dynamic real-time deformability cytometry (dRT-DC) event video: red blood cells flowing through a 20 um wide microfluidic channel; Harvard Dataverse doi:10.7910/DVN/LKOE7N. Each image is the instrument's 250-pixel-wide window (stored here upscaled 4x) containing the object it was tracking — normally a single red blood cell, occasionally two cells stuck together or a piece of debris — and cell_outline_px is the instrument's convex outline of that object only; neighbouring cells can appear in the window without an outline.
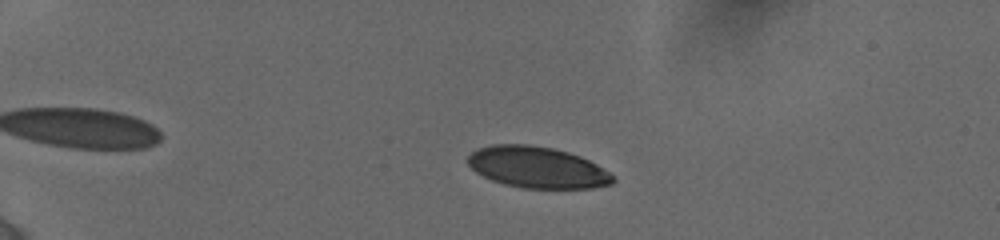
{"species": "human", "species_latin": "Homo sapiens", "temperature_condition": "cold", "stored_images_in_passage": 16, "camera_frame_rate_fps": 3000, "um_per_image_px": 0.085, "donor": {"sex": "female"}, "frame": {"image": 1, "passage_image": 8, "time_ms": 3.333, "image_size_px": [1000, 240], "cell_outline_px": [[616, 180], [612, 184], [592, 188], [524, 188], [504, 184], [492, 180], [476, 172], [468, 164], [468, 156], [476, 148], [492, 144], [528, 144], [552, 148], [568, 152], [580, 156], [596, 164], [616, 176]], "centroid_in_image_um": [45.68, 14.22], "position_along_channel_um": 39.3, "area_um2": 35.03}}
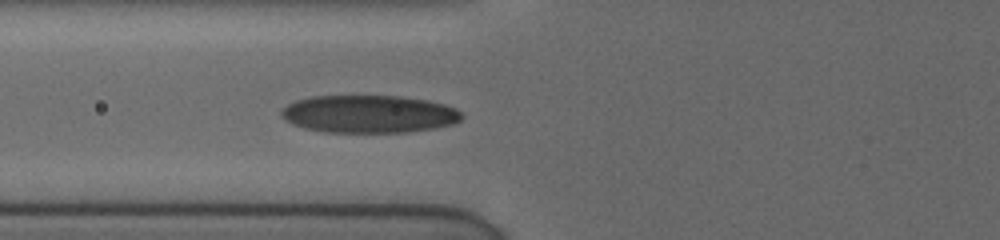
{"frame": {"image": 2, "passage_image": 13, "time_ms": 6.667, "image_size_px": [1000, 240], "cell_outline_px": [[464, 116], [460, 120], [452, 124], [432, 128], [408, 132], [328, 132], [304, 128], [292, 124], [284, 120], [280, 116], [280, 112], [288, 104], [296, 100], [312, 96], [400, 96], [428, 100], [444, 104], [456, 108]], "centroid_in_image_um": [31.35, 9.69], "position_along_channel_um": 94.5, "area_um2": 39.65}}
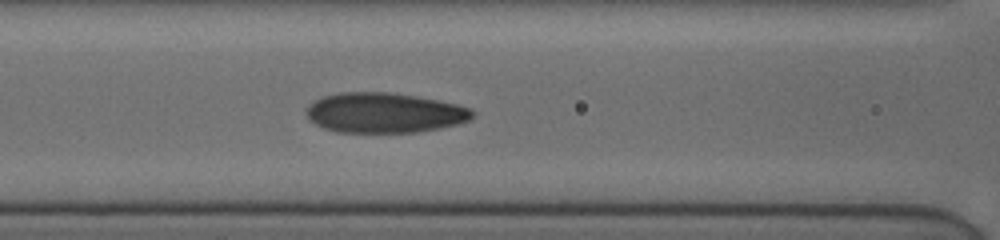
{"frame": {"image": 3, "passage_image": 16, "time_ms": 7.667, "image_size_px": [1000, 240], "cell_outline_px": [[476, 112], [468, 120], [460, 124], [420, 132], [336, 132], [324, 128], [308, 120], [308, 104], [324, 96], [340, 92], [392, 92], [440, 100], [472, 108]], "centroid_in_image_um": [32.71, 9.58], "position_along_channel_um": 133.9, "area_um2": 38.96}}